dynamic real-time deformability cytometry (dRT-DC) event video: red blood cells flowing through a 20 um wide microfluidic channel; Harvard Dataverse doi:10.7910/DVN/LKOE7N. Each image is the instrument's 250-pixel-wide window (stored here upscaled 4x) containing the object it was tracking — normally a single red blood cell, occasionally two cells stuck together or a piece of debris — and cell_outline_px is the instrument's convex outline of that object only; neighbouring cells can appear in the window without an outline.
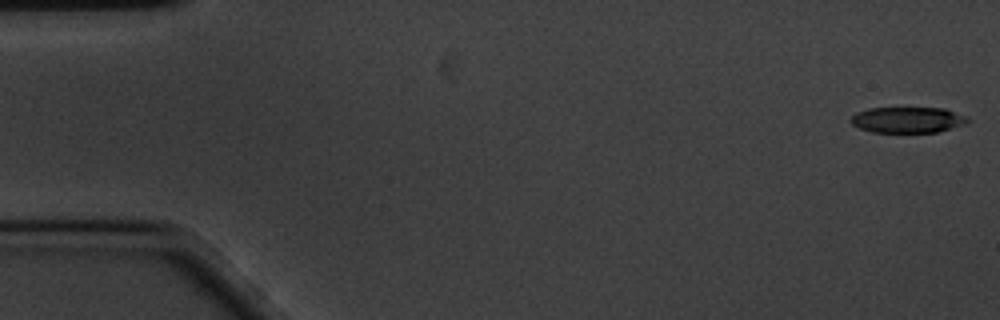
{"species": "common noctule bat (a hibernating species)", "species_latin": "Nyctalus noctula", "temperature_condition": "cold", "stored_images_in_passage": 9, "camera_frame_rate_fps": 3000, "um_per_image_px": 0.085, "animal": {"sex": "male", "body_mass_g": 20.1, "forearm_length_mm": 53.5}, "frame": {"image": 1, "passage_image": 1, "time_ms": 0.0, "image_size_px": [1000, 320], "cell_outline_px": [[968, 120], [964, 124], [936, 132], [872, 132], [860, 128], [852, 124], [848, 120], [856, 112], [868, 108], [944, 108], [964, 116]], "centroid_in_image_um": [77.07, 10.18], "position_along_channel_um": 7.9, "area_um2": 17.4}}